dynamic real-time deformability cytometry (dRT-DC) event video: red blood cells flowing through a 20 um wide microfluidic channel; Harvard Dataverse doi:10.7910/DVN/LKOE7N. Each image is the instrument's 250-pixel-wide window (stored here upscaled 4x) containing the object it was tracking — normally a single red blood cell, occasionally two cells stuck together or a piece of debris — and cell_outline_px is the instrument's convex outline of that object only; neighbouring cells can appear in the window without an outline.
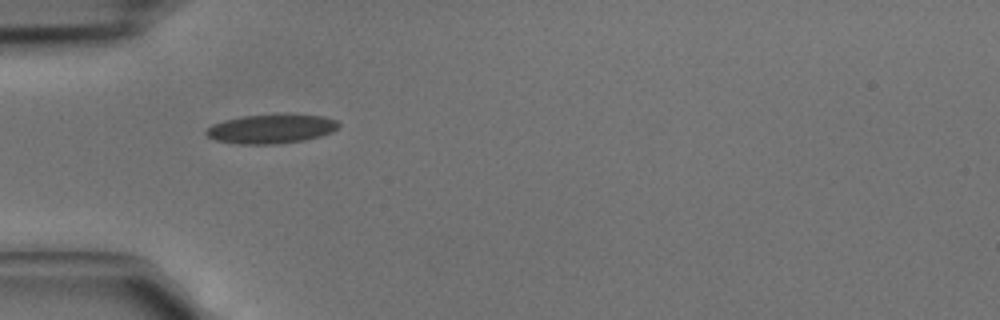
{"species": "common noctule bat (a hibernating species)", "species_latin": "Nyctalus noctula", "temperature_condition": "cold", "stored_images_in_passage": 1, "camera_frame_rate_fps": 3000, "um_per_image_px": 0.085, "animal": {"sex": "male", "body_mass_g": 15.6}, "frame": {"image": 1, "passage_image": 1, "time_ms": 0.0, "image_size_px": [1000, 320], "cell_outline_px": [[340, 124], [332, 132], [320, 136], [304, 140], [276, 144], [240, 144], [216, 140], [208, 136], [204, 132], [212, 124], [224, 120], [244, 116], [288, 112], [320, 116], [336, 120]], "centroid_in_image_um": [23.07, 10.92], "position_along_channel_um": 61.9, "area_um2": 22.83}}